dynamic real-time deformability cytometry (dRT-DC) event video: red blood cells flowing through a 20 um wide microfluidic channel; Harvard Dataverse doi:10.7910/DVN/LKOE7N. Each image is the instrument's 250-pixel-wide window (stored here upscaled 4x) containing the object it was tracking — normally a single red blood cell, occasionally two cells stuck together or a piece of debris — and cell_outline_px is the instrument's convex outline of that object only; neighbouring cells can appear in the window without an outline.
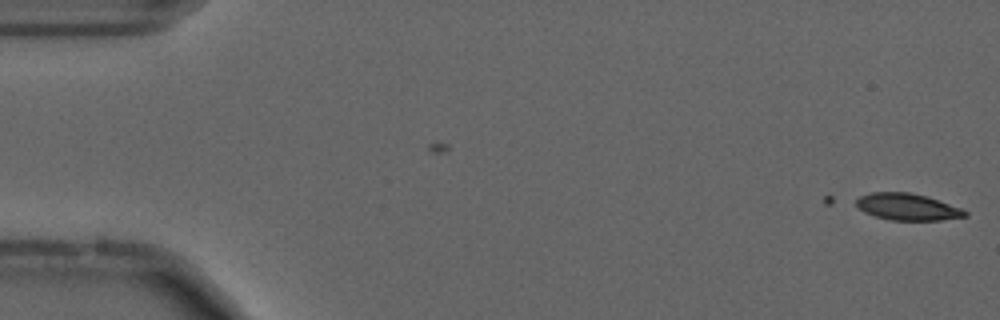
{"species": "common noctule bat (a hibernating species)", "species_latin": "Nyctalus noctula", "temperature_condition": "cold", "stored_images_in_passage": 5, "camera_frame_rate_fps": 3000, "um_per_image_px": 0.085, "animal": {"sex": "male", "forearm_length_mm": 52.5}, "frame": {"image": 1, "passage_image": 1, "time_ms": 0.0, "image_size_px": [1000, 320], "cell_outline_px": [[968, 216], [940, 220], [892, 220], [876, 216], [864, 212], [856, 204], [856, 200], [860, 196], [872, 192], [908, 192], [928, 196], [960, 208], [968, 212]], "centroid_in_image_um": [77.15, 17.58], "position_along_channel_um": 7.9, "area_um2": 16.82}}